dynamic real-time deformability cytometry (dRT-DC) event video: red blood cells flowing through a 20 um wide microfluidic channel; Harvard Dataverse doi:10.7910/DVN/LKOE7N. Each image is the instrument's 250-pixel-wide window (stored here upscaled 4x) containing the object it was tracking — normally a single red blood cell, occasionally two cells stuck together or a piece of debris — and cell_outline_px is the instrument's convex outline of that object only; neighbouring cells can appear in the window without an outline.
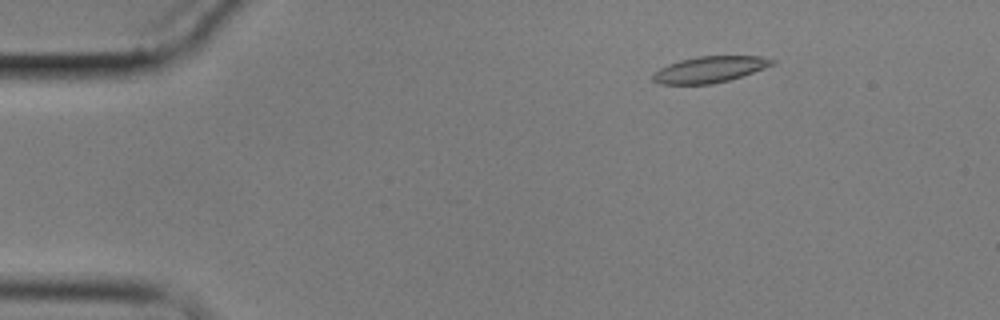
{"species": "common noctule bat (a hibernating species)", "species_latin": "Nyctalus noctula", "temperature_condition": "cold", "stored_images_in_passage": 9, "camera_frame_rate_fps": 3000, "um_per_image_px": 0.085, "animal": {"sex": "male", "body_mass_g": 17.9}, "frame": {"image": 1, "passage_image": 3, "time_ms": 2.333, "image_size_px": [1000, 320], "cell_outline_px": [[776, 64], [728, 80], [712, 84], [660, 84], [652, 80], [652, 76], [660, 68], [668, 64], [680, 60], [696, 56], [760, 56], [776, 60]], "centroid_in_image_um": [60.32, 5.89], "position_along_channel_um": 24.7, "area_um2": 18.09}}
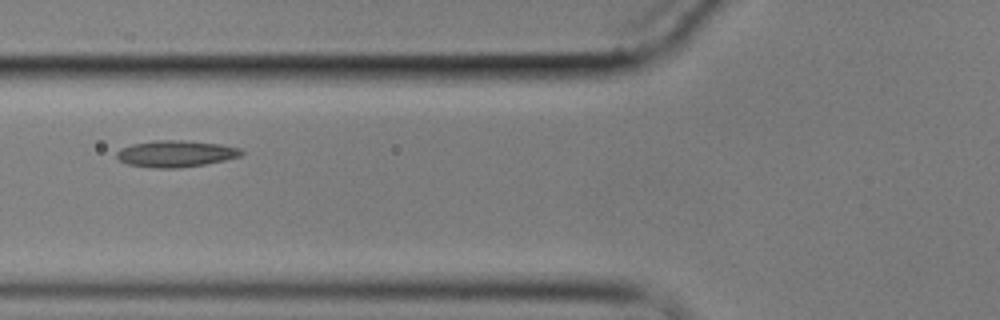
{"frame": {"image": 2, "passage_image": 7, "time_ms": 7.0, "image_size_px": [1000, 320], "cell_outline_px": [[244, 152], [240, 156], [224, 160], [204, 164], [180, 168], [152, 168], [128, 164], [120, 160], [116, 156], [116, 152], [120, 148], [132, 144], [156, 140], [180, 140], [220, 144], [240, 148]], "centroid_in_image_um": [14.92, 13.06], "position_along_channel_um": 110.9, "area_um2": 19.25}}
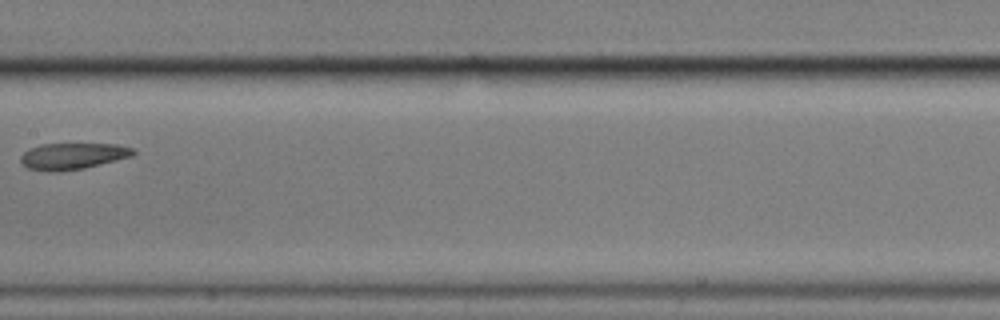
{"frame": {"image": 3, "passage_image": 9, "time_ms": 9.667, "image_size_px": [1000, 320], "cell_outline_px": [[136, 152], [132, 156], [84, 168], [60, 172], [48, 172], [28, 168], [20, 160], [20, 156], [28, 148], [40, 144], [116, 144], [136, 148]], "centroid_in_image_um": [6.18, 13.26], "position_along_channel_um": 201.2, "area_um2": 17.46}}